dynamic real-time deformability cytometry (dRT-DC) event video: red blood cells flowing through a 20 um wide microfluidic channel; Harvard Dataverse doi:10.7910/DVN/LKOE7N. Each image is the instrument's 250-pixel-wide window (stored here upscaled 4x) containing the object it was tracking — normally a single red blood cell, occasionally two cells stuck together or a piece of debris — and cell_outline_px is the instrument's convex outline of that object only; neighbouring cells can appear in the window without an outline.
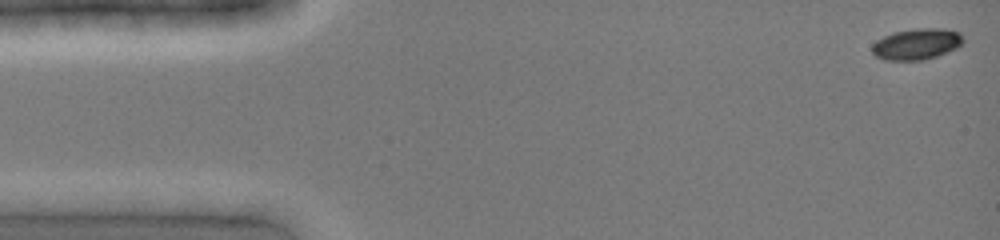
{"species": "common noctule bat (a hibernating species)", "species_latin": "Nyctalus noctula", "temperature_condition": "cold", "stored_images_in_passage": 2, "camera_frame_rate_fps": 3000, "um_per_image_px": 0.085, "animal": {"sex": "female", "body_mass_g": 19.0, "forearm_length_mm": 51.5}, "frame": {"image": 1, "passage_image": 1, "time_ms": 0.0, "image_size_px": [1000, 240], "cell_outline_px": [[964, 40], [956, 48], [936, 56], [924, 60], [884, 60], [876, 56], [872, 52], [872, 44], [876, 40], [892, 32], [916, 28], [944, 28], [960, 32]], "centroid_in_image_um": [77.9, 3.73], "position_along_channel_um": 7.1, "area_um2": 16.59}}